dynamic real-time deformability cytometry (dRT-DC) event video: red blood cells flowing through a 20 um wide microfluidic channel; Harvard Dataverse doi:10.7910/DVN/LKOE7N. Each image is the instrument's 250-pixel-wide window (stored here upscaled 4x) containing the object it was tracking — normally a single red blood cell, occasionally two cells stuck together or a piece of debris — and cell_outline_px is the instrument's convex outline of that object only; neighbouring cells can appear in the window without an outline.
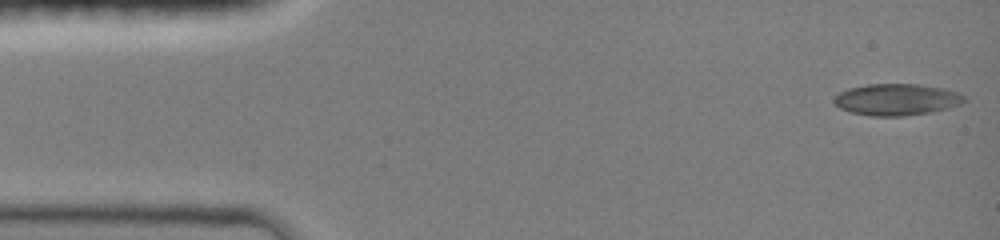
{"species": "common noctule bat (a hibernating species)", "species_latin": "Nyctalus noctula", "temperature_condition": "room temperature", "stored_images_in_passage": 45, "camera_frame_rate_fps": 3000, "um_per_image_px": 0.085, "animal": {"sex": "female", "body_mass_g": 19.0, "forearm_length_mm": 51.5}, "frame": {"image": 1, "passage_image": 1, "time_ms": 0.0, "image_size_px": [1000, 240], "cell_outline_px": [[964, 100], [960, 104], [948, 108], [932, 112], [904, 116], [872, 116], [852, 112], [840, 108], [832, 100], [840, 92], [848, 88], [868, 84], [920, 84], [940, 88], [956, 92], [964, 96]], "centroid_in_image_um": [76.19, 8.46], "position_along_channel_um": 8.8, "area_um2": 23.76}}
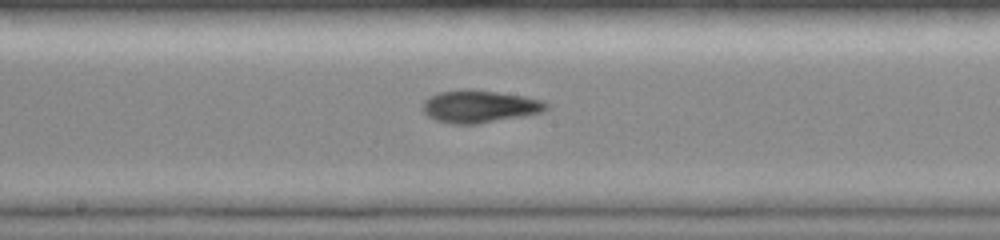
{"frame": {"image": 2, "passage_image": 24, "time_ms": 7.667, "image_size_px": [1000, 240], "cell_outline_px": [[548, 108], [540, 112], [524, 116], [476, 124], [452, 124], [436, 120], [428, 116], [420, 108], [424, 100], [428, 96], [440, 92], [468, 88], [472, 88], [524, 96], [544, 100], [548, 104]], "centroid_in_image_um": [40.73, 9.03], "position_along_channel_um": 207.5, "area_um2": 23.64}}
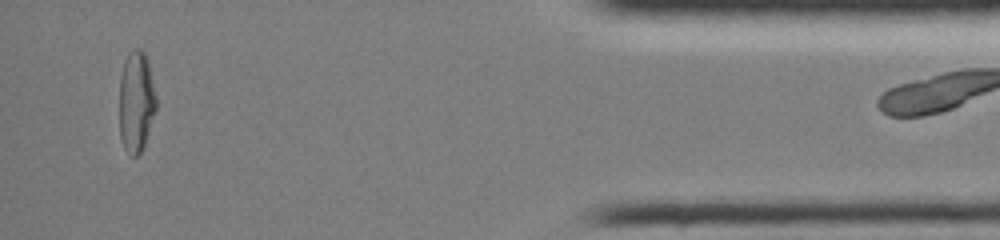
{"frame": {"image": 3, "passage_image": 44, "time_ms": 14.333, "image_size_px": [1000, 240], "cell_outline_px": [[156, 108], [144, 148], [136, 156], [132, 156], [124, 148], [120, 136], [120, 76], [124, 60], [128, 52], [132, 48], [140, 48], [144, 52], [148, 60], [156, 96]], "centroid_in_image_um": [11.58, 8.61], "position_along_channel_um": 423.6, "area_um2": 21.91}}